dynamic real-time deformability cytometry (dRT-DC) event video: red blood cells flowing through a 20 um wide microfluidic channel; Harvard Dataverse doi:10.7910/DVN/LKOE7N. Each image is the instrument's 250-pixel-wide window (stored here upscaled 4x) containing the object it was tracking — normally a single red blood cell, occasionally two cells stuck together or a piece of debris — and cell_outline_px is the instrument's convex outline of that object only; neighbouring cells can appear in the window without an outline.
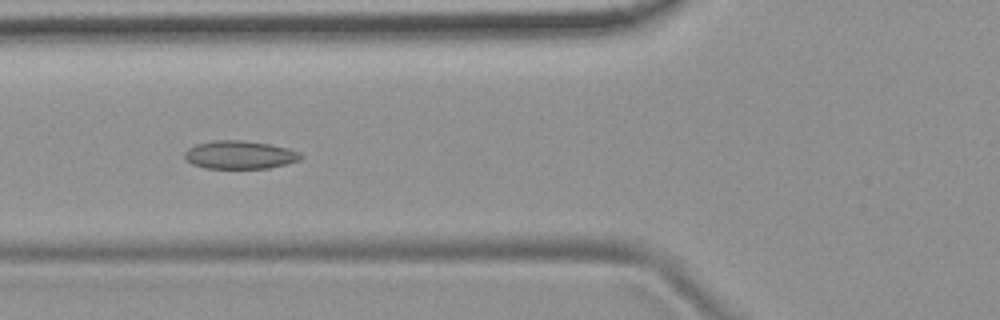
{"species": "common noctule bat (a hibernating species)", "species_latin": "Nyctalus noctula", "temperature_condition": "room temperature", "stored_images_in_passage": 9, "camera_frame_rate_fps": 3000, "um_per_image_px": 0.085, "animal": {"sex": "female", "body_mass_g": 19.9}, "frame": {"image": 1, "passage_image": 6, "time_ms": 5.667, "image_size_px": [1000, 320], "cell_outline_px": [[304, 156], [300, 160], [268, 168], [204, 168], [192, 164], [184, 160], [184, 152], [188, 148], [196, 144], [212, 140], [244, 140], [272, 144], [288, 148], [300, 152]], "centroid_in_image_um": [20.36, 13.15], "position_along_channel_um": 105.4, "area_um2": 19.31}}
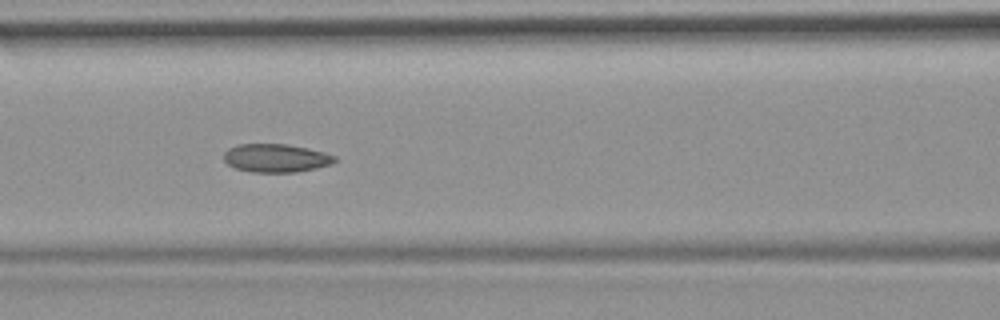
{"frame": {"image": 2, "passage_image": 7, "time_ms": 6.667, "image_size_px": [1000, 320], "cell_outline_px": [[336, 160], [332, 164], [316, 168], [296, 172], [252, 172], [236, 168], [228, 164], [224, 160], [224, 152], [228, 148], [236, 144], [288, 144], [308, 148], [324, 152], [336, 156]], "centroid_in_image_um": [23.46, 13.43], "position_along_channel_um": 143.1, "area_um2": 18.38}}
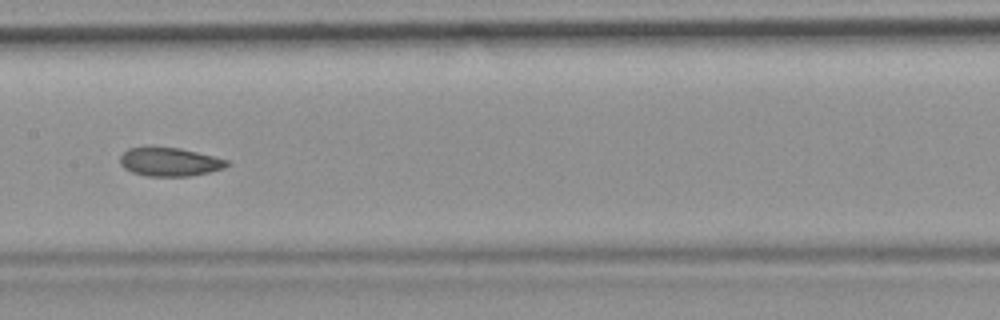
{"frame": {"image": 3, "passage_image": 8, "time_ms": 8.0, "image_size_px": [1000, 320], "cell_outline_px": [[228, 164], [224, 168], [208, 172], [188, 176], [148, 176], [132, 172], [124, 168], [120, 164], [120, 156], [128, 148], [180, 148], [228, 160]], "centroid_in_image_um": [14.4, 13.77], "position_along_channel_um": 193.0, "area_um2": 17.4}}